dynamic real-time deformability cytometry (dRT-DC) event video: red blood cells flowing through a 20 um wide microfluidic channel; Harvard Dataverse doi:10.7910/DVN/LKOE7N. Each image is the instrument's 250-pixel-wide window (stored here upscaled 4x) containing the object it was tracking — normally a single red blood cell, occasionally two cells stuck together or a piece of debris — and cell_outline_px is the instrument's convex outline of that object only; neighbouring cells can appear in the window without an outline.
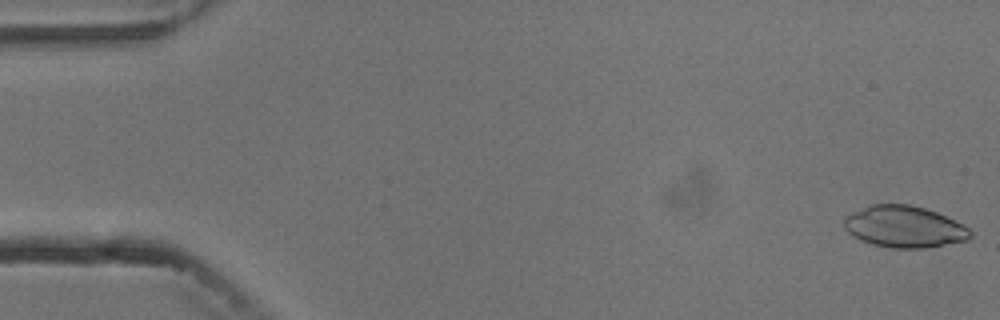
{"species": "common noctule bat (a hibernating species)", "species_latin": "Nyctalus noctula", "temperature_condition": "cold", "stored_images_in_passage": 5, "camera_frame_rate_fps": 3000, "um_per_image_px": 0.085, "animal": {"sex": "male", "body_mass_g": 13.3}, "frame": {"image": 1, "passage_image": 1, "time_ms": 0.0, "image_size_px": [1000, 320], "cell_outline_px": [[972, 236], [968, 240], [924, 248], [888, 248], [872, 244], [860, 240], [848, 232], [844, 228], [844, 216], [868, 204], [908, 204], [924, 208], [936, 212], [968, 228], [972, 232]], "centroid_in_image_um": [76.81, 19.27], "position_along_channel_um": 8.2, "area_um2": 30.58}}